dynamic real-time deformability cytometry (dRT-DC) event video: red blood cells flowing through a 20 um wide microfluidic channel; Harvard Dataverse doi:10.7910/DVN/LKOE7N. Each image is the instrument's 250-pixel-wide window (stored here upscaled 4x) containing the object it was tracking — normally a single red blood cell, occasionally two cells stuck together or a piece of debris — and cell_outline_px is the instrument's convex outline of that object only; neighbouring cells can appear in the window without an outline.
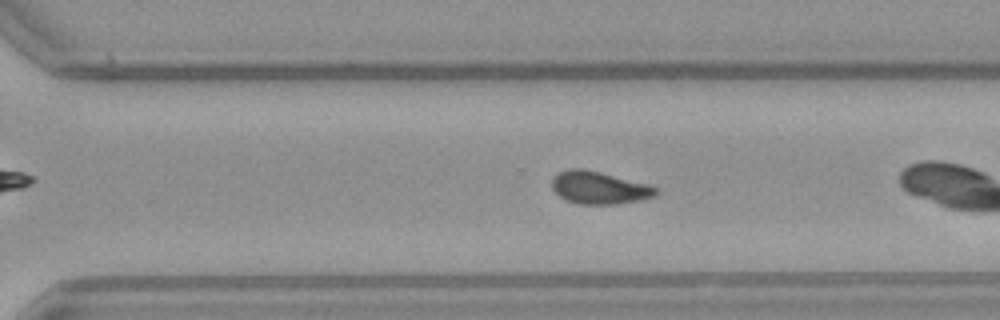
{"species": "common noctule bat (a hibernating species)", "species_latin": "Nyctalus noctula", "temperature_condition": "warm", "stored_images_in_passage": 35, "camera_frame_rate_fps": 3000, "um_per_image_px": 0.085, "animal": {"sex": "female", "body_mass_g": 21.9}, "frame": {"image": 1, "passage_image": 30, "time_ms": 9.667, "image_size_px": [1000, 320], "cell_outline_px": [[656, 192], [652, 196], [640, 200], [616, 204], [580, 204], [568, 200], [560, 196], [552, 188], [552, 176], [556, 172], [568, 168], [584, 168], [648, 184], [656, 188]], "centroid_in_image_um": [50.86, 15.93], "position_along_channel_um": 319.7, "area_um2": 19.59}}